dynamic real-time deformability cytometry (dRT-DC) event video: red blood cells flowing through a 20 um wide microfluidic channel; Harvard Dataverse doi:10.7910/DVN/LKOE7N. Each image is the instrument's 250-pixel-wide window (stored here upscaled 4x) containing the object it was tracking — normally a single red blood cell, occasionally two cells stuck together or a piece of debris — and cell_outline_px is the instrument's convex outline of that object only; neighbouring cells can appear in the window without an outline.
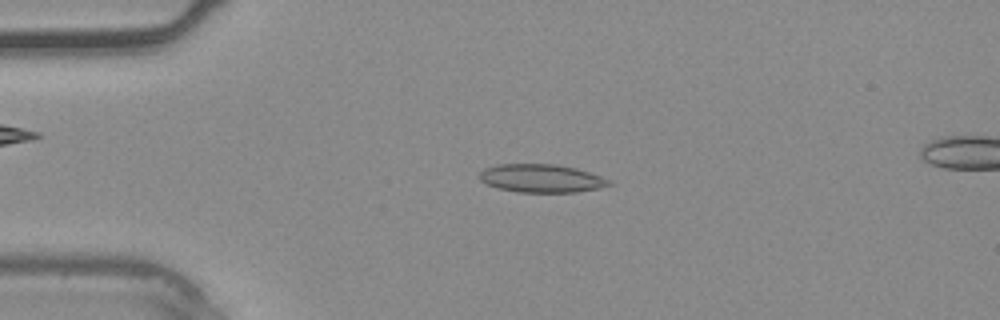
{"species": "common noctule bat (a hibernating species)", "species_latin": "Nyctalus noctula", "temperature_condition": "warm", "stored_images_in_passage": 36, "camera_frame_rate_fps": 3000, "um_per_image_px": 0.085, "animal": {"sex": "male", "body_mass_g": 20.4}, "frame": {"image": 1, "passage_image": 8, "time_ms": 2.333, "image_size_px": [1000, 320], "cell_outline_px": [[612, 184], [600, 188], [576, 192], [516, 192], [500, 188], [488, 184], [480, 180], [480, 172], [484, 168], [496, 164], [556, 164], [576, 168], [612, 180]], "centroid_in_image_um": [46.03, 15.15], "position_along_channel_um": 39.0, "area_um2": 21.27}}
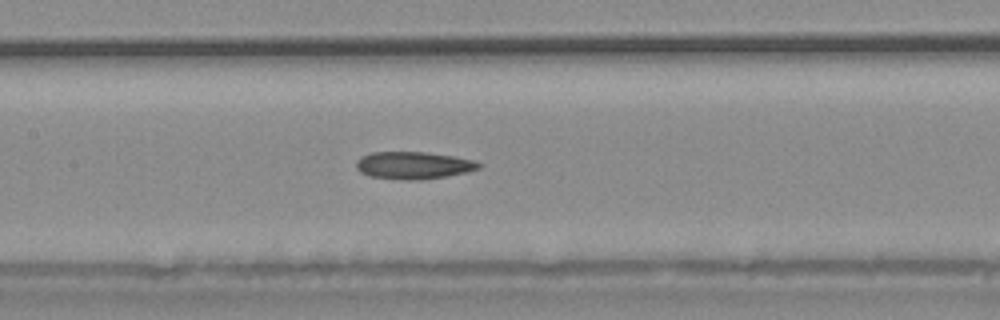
{"frame": {"image": 2, "passage_image": 17, "time_ms": 5.333, "image_size_px": [1000, 320], "cell_outline_px": [[484, 164], [480, 168], [468, 172], [420, 180], [408, 180], [368, 176], [360, 172], [356, 168], [356, 160], [360, 156], [372, 152], [424, 152], [456, 156], [476, 160]], "centroid_in_image_um": [35.17, 14.04], "position_along_channel_um": 172.2, "area_um2": 19.77}}
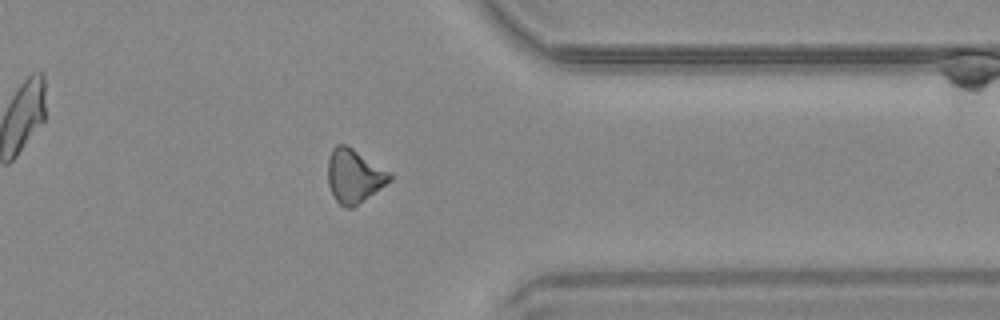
{"frame": {"image": 3, "passage_image": 29, "time_ms": 9.333, "image_size_px": [1000, 320], "cell_outline_px": [[392, 180], [352, 208], [344, 208], [336, 200], [328, 184], [328, 160], [332, 148], [336, 144], [344, 144], [352, 148], [392, 172]], "centroid_in_image_um": [30.11, 14.95], "position_along_channel_um": 381.3, "area_um2": 19.31}}